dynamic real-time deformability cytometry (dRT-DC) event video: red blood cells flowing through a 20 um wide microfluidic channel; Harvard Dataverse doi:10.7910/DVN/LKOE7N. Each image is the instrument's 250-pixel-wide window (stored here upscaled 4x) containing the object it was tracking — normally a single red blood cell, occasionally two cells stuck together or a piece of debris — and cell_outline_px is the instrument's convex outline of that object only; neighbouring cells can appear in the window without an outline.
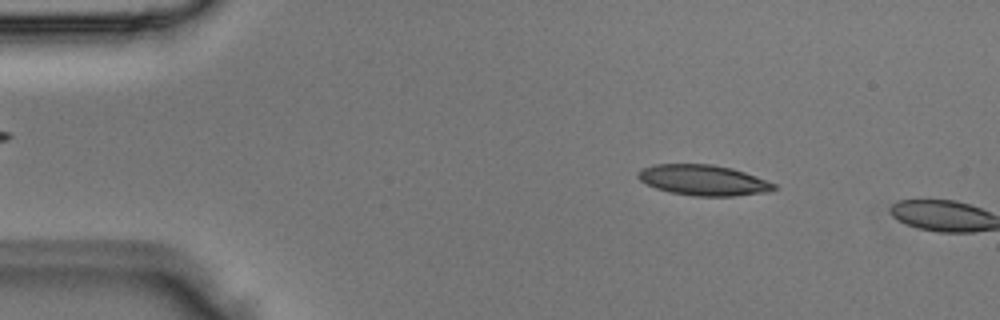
{"species": "Egyptian fruit bat (a non-hibernating species)", "species_latin": "Rousettus aegyptiacus", "temperature_condition": "room temperature", "stored_images_in_passage": 3, "camera_frame_rate_fps": 3000, "um_per_image_px": 0.085, "animal": {"sex": "male"}, "frame": {"image": 1, "passage_image": 3, "time_ms": 0.667, "image_size_px": [1000, 320], "cell_outline_px": [[776, 188], [768, 192], [732, 196], [692, 196], [668, 192], [656, 188], [640, 180], [636, 176], [636, 172], [652, 164], [712, 164], [732, 168], [744, 172], [776, 184]], "centroid_in_image_um": [59.75, 15.31], "position_along_channel_um": 25.2, "area_um2": 24.22}}